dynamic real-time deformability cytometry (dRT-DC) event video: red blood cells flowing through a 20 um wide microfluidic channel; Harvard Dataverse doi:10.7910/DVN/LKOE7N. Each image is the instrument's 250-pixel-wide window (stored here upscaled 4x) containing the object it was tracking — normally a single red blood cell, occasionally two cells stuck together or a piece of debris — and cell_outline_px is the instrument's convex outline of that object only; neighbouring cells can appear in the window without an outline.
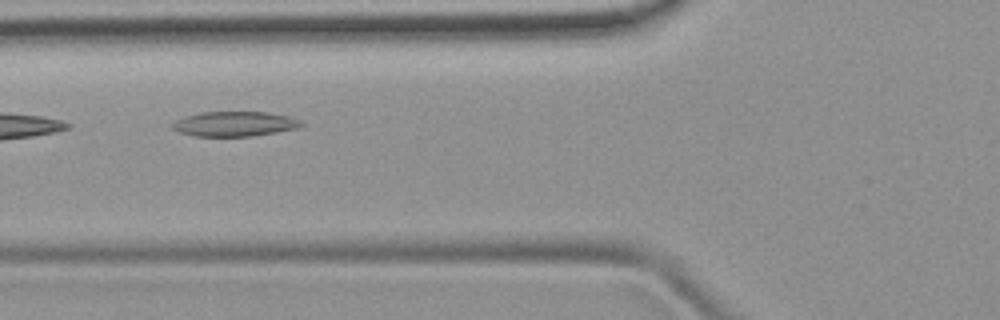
{"species": "common noctule bat (a hibernating species)", "species_latin": "Nyctalus noctula", "temperature_condition": "room temperature", "stored_images_in_passage": 7, "camera_frame_rate_fps": 3000, "um_per_image_px": 0.085, "animal": {"sex": "female", "body_mass_g": 19.9}, "frame": {"image": 1, "passage_image": 4, "time_ms": 3.667, "image_size_px": [1000, 320], "cell_outline_px": [[304, 124], [300, 128], [252, 136], [196, 136], [180, 132], [172, 128], [172, 124], [176, 120], [184, 116], [200, 112], [268, 112], [288, 116], [300, 120]], "centroid_in_image_um": [19.96, 10.53], "position_along_channel_um": 105.8, "area_um2": 18.67}}
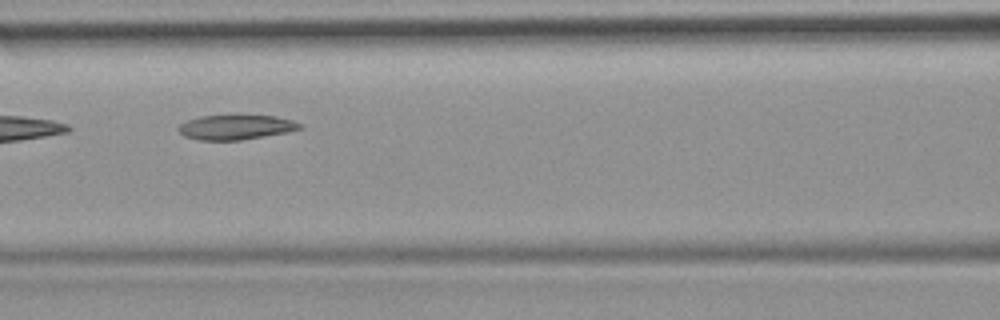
{"frame": {"image": 2, "passage_image": 5, "time_ms": 4.667, "image_size_px": [1000, 320], "cell_outline_px": [[304, 124], [300, 128], [284, 132], [264, 136], [240, 140], [200, 140], [184, 136], [176, 128], [180, 124], [188, 120], [200, 116], [276, 116], [292, 120]], "centroid_in_image_um": [20.02, 10.81], "position_along_channel_um": 146.6, "area_um2": 17.17}}
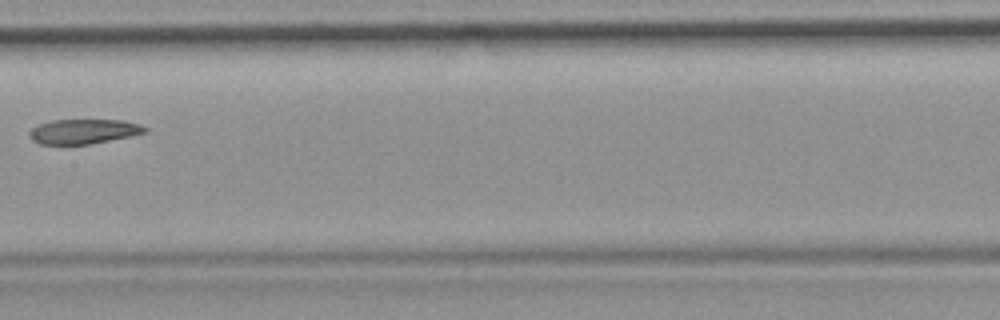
{"frame": {"image": 3, "passage_image": 6, "time_ms": 6.0, "image_size_px": [1000, 320], "cell_outline_px": [[148, 132], [88, 144], [40, 144], [32, 140], [32, 128], [40, 124], [52, 120], [124, 120], [140, 124], [148, 128]], "centroid_in_image_um": [7.16, 11.16], "position_along_channel_um": 200.2, "area_um2": 16.3}}